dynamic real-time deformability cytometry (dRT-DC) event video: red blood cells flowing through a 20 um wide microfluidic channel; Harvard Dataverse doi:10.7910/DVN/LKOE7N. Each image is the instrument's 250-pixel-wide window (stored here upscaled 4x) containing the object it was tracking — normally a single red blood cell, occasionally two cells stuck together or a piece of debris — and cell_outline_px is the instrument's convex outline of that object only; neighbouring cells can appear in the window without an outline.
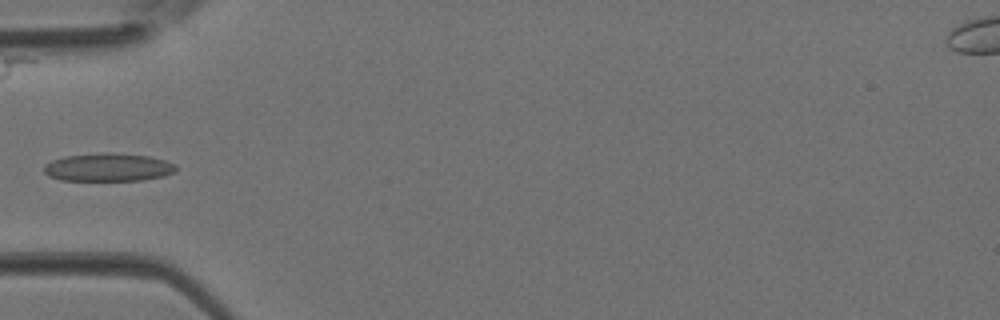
{"species": "Egyptian fruit bat (a non-hibernating species)", "species_latin": "Rousettus aegyptiacus", "temperature_condition": "room temperature", "stored_images_in_passage": 2, "camera_frame_rate_fps": 3000, "um_per_image_px": 0.085, "animal": {"sex": "female"}, "frame": {"image": 1, "passage_image": 2, "time_ms": 0.333, "image_size_px": [1000, 320], "cell_outline_px": [[176, 172], [164, 176], [140, 180], [60, 180], [48, 176], [44, 172], [44, 164], [52, 160], [64, 156], [100, 152], [104, 152], [148, 156], [164, 160], [176, 164]], "centroid_in_image_um": [9.17, 14.21], "position_along_channel_um": 75.8, "area_um2": 21.68}}